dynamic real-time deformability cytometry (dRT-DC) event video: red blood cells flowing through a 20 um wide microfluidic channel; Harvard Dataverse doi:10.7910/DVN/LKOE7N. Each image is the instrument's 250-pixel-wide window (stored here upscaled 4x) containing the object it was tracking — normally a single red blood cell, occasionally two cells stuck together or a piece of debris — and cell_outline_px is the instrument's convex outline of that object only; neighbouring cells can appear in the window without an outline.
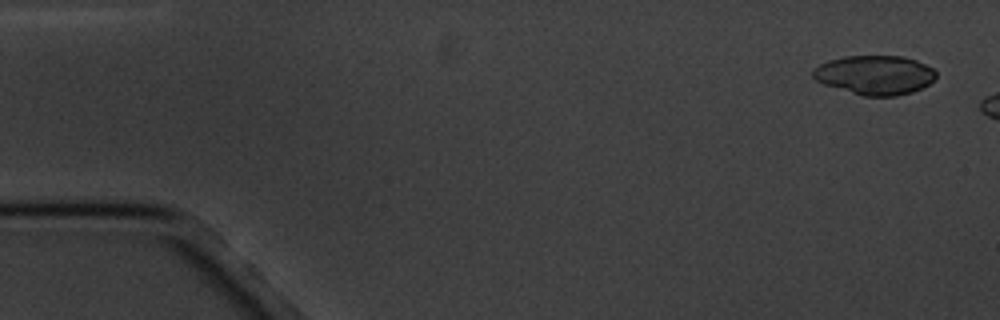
{"species": "common noctule bat (a hibernating species)", "species_latin": "Nyctalus noctula", "temperature_condition": "cold", "stored_images_in_passage": 3, "camera_frame_rate_fps": 3000, "um_per_image_px": 0.085, "animal": {"sex": "male", "body_mass_g": 20.1, "forearm_length_mm": 53.5}, "frame": {"image": 1, "passage_image": 1, "time_ms": 0.0, "image_size_px": [1000, 320], "cell_outline_px": [[936, 76], [928, 84], [912, 92], [896, 96], [864, 96], [824, 84], [816, 80], [812, 76], [812, 68], [828, 60], [844, 56], [904, 56], [916, 60], [932, 68], [936, 72]], "centroid_in_image_um": [74.34, 6.36], "position_along_channel_um": 10.7, "area_um2": 28.03}}